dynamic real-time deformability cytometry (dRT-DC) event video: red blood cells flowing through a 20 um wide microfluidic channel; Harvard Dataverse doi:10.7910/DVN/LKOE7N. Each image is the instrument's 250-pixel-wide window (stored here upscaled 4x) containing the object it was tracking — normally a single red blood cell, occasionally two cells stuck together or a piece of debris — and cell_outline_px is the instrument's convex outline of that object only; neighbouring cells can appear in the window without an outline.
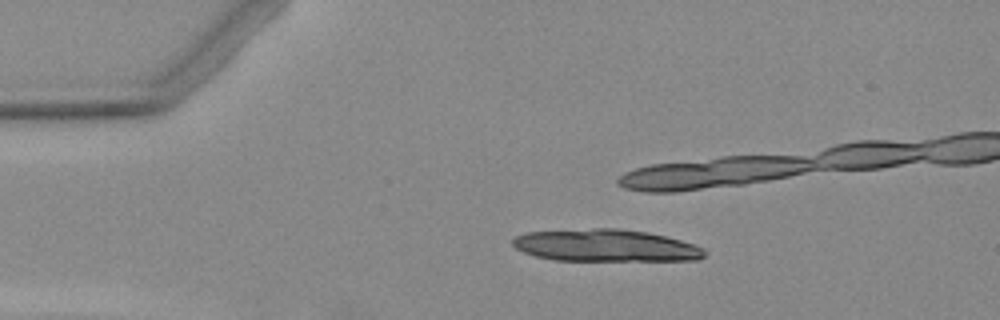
{"species": "Egyptian fruit bat (a non-hibernating species)", "species_latin": "Rousettus aegyptiacus", "temperature_condition": "warm", "stored_images_in_passage": 6, "camera_frame_rate_fps": 3000, "um_per_image_px": 0.085, "animal": {"sex": "female"}, "frame": {"image": 1, "passage_image": 2, "time_ms": 1.333, "image_size_px": [1000, 320], "cell_outline_px": [[704, 256], [700, 260], [556, 260], [536, 256], [524, 252], [516, 248], [512, 244], [512, 240], [516, 236], [524, 232], [592, 228], [616, 228], [648, 232], [680, 240], [704, 248]], "centroid_in_image_um": [51.45, 20.86], "position_along_channel_um": 33.5, "area_um2": 35.84}}